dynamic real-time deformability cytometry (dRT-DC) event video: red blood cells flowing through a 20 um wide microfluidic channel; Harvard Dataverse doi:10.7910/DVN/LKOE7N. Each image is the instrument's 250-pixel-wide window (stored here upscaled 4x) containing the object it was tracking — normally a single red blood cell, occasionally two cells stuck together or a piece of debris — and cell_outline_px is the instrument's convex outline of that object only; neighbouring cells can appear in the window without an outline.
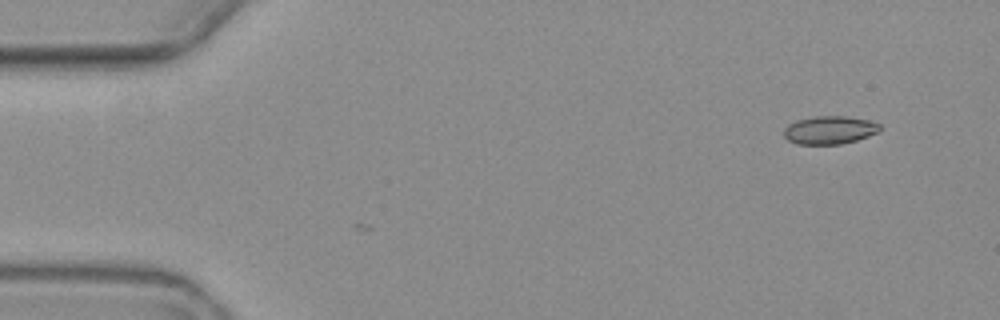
{"species": "common noctule bat (a hibernating species)", "species_latin": "Nyctalus noctula", "temperature_condition": "warm", "stored_images_in_passage": 3, "camera_frame_rate_fps": 3000, "um_per_image_px": 0.085, "animal": {"sex": "female", "body_mass_g": 19.3, "forearm_length_mm": 54.1}, "frame": {"image": 1, "passage_image": 3, "time_ms": 2.333, "image_size_px": [1000, 320], "cell_outline_px": [[880, 128], [876, 132], [868, 136], [856, 140], [840, 144], [796, 144], [788, 140], [784, 136], [784, 128], [788, 124], [796, 120], [812, 116], [844, 116], [868, 120], [880, 124]], "centroid_in_image_um": [70.47, 11.05], "position_along_channel_um": 14.5, "area_um2": 15.66}}